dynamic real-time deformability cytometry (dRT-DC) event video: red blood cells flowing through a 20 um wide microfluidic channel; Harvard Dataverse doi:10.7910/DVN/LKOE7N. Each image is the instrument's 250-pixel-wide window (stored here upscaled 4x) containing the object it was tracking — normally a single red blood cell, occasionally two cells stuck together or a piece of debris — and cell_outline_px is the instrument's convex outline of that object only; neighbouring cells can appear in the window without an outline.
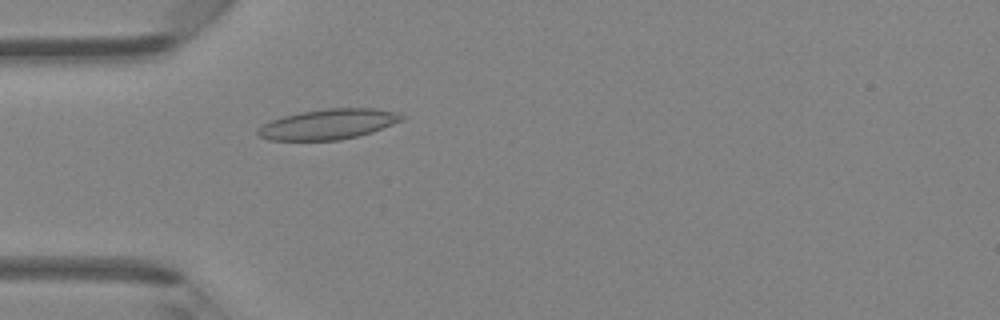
{"species": "Egyptian fruit bat (a non-hibernating species)", "species_latin": "Rousettus aegyptiacus", "temperature_condition": "room temperature", "stored_images_in_passage": 5, "camera_frame_rate_fps": 3000, "um_per_image_px": 0.085, "animal": {"sex": "female"}, "frame": {"image": 1, "passage_image": 5, "time_ms": 4.333, "image_size_px": [1000, 320], "cell_outline_px": [[404, 120], [372, 132], [340, 140], [268, 140], [256, 136], [256, 128], [272, 120], [284, 116], [300, 112], [328, 108], [376, 108], [396, 112], [404, 116]], "centroid_in_image_um": [27.88, 10.56], "position_along_channel_um": 57.1, "area_um2": 25.43}}